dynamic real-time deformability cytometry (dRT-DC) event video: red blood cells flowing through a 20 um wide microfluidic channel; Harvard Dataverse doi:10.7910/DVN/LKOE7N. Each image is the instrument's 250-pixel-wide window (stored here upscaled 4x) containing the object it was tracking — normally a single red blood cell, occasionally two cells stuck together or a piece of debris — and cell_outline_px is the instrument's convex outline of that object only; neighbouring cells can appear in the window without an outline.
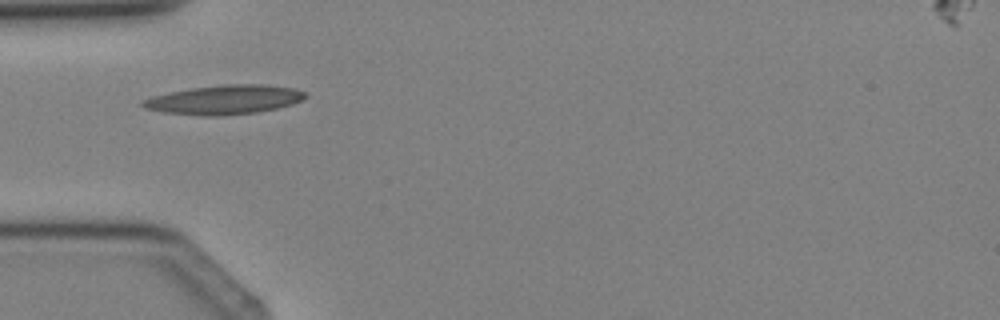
{"species": "Egyptian fruit bat (a non-hibernating species)", "species_latin": "Rousettus aegyptiacus", "temperature_condition": "cold", "stored_images_in_passage": 3, "camera_frame_rate_fps": 3000, "um_per_image_px": 0.085, "animal": {"sex": "female"}, "frame": {"image": 1, "passage_image": 3, "time_ms": 3.333, "image_size_px": [1000, 320], "cell_outline_px": [[308, 96], [292, 104], [276, 108], [256, 112], [216, 116], [208, 116], [164, 112], [144, 108], [140, 104], [140, 100], [152, 96], [192, 88], [220, 84], [268, 84], [296, 88], [304, 92]], "centroid_in_image_um": [19.07, 8.46], "position_along_channel_um": 65.9, "area_um2": 27.63}}